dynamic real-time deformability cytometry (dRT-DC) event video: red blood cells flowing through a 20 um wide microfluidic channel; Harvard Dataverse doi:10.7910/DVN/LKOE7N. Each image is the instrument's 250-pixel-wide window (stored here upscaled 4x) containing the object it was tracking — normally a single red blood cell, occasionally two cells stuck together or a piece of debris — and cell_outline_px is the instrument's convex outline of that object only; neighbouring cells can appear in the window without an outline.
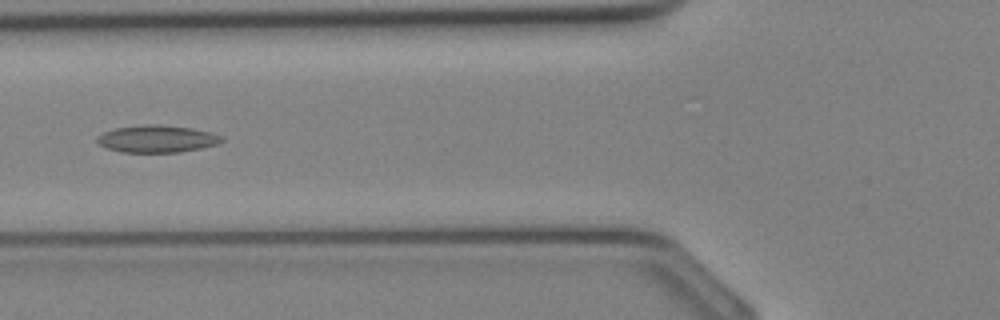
{"species": "Egyptian fruit bat (a non-hibernating species)", "species_latin": "Rousettus aegyptiacus", "temperature_condition": "cold", "stored_images_in_passage": 6, "camera_frame_rate_fps": 3000, "um_per_image_px": 0.085, "animal": {"sex": "female"}, "frame": {"image": 1, "passage_image": 3, "time_ms": 0.667, "image_size_px": [1000, 320], "cell_outline_px": [[224, 140], [216, 144], [200, 148], [180, 152], [120, 152], [108, 148], [100, 144], [96, 140], [96, 136], [104, 132], [116, 128], [144, 124], [160, 124], [192, 128], [212, 132], [224, 136]], "centroid_in_image_um": [13.36, 11.79], "position_along_channel_um": 112.4, "area_um2": 19.83}}
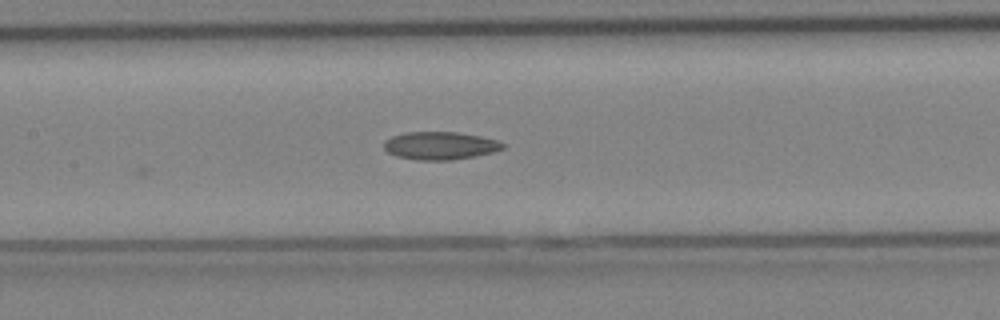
{"frame": {"image": 2, "passage_image": 6, "time_ms": 1.667, "image_size_px": [1000, 320], "cell_outline_px": [[504, 148], [492, 152], [476, 156], [452, 160], [416, 160], [396, 156], [388, 152], [384, 148], [384, 140], [392, 136], [408, 132], [456, 132], [480, 136], [496, 140], [504, 144]], "centroid_in_image_um": [37.39, 12.38], "position_along_channel_um": 170.0, "area_um2": 19.25}}